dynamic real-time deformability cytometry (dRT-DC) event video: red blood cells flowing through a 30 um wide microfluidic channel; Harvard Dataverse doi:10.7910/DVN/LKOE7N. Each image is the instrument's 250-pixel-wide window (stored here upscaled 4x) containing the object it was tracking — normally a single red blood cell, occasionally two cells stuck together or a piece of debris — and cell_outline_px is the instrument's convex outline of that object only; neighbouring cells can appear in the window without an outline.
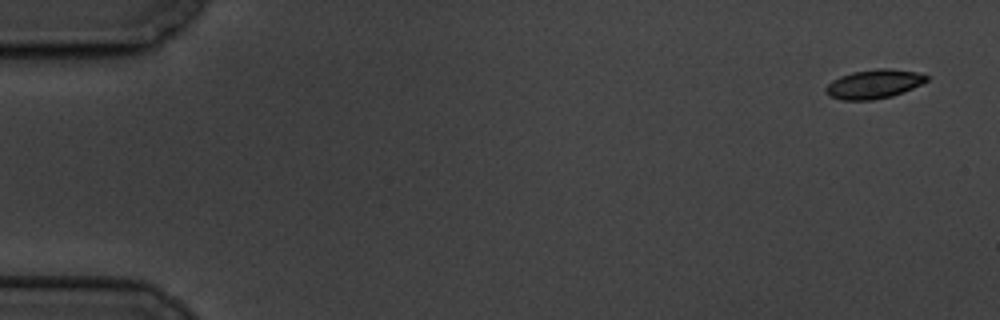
{"species": "common noctule bat (a hibernating species)", "species_latin": "Nyctalus noctula", "temperature_condition": "cold", "stored_images_in_passage": 8, "camera_frame_rate_fps": 3000, "um_per_image_px": 0.085, "animal": {"sex": "male", "body_mass_g": 19.5, "forearm_length_mm": 54.6}, "frame": {"image": 1, "passage_image": 1, "time_ms": 0.0, "image_size_px": [1000, 320], "cell_outline_px": [[932, 76], [928, 80], [904, 92], [892, 96], [872, 100], [844, 100], [828, 96], [824, 92], [824, 88], [832, 80], [840, 76], [852, 72], [876, 68], [888, 68], [916, 72]], "centroid_in_image_um": [74.27, 7.14], "position_along_channel_um": 10.7, "area_um2": 17.22}}
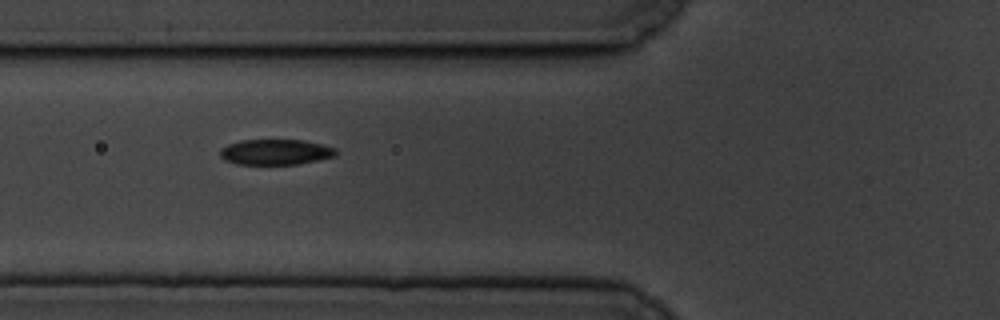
{"frame": {"image": 2, "passage_image": 7, "time_ms": 6.667, "image_size_px": [1000, 320], "cell_outline_px": [[336, 156], [296, 164], [236, 164], [224, 160], [220, 156], [220, 148], [228, 144], [240, 140], [304, 140], [336, 148]], "centroid_in_image_um": [23.38, 12.92], "position_along_channel_um": 102.4, "area_um2": 17.17}}
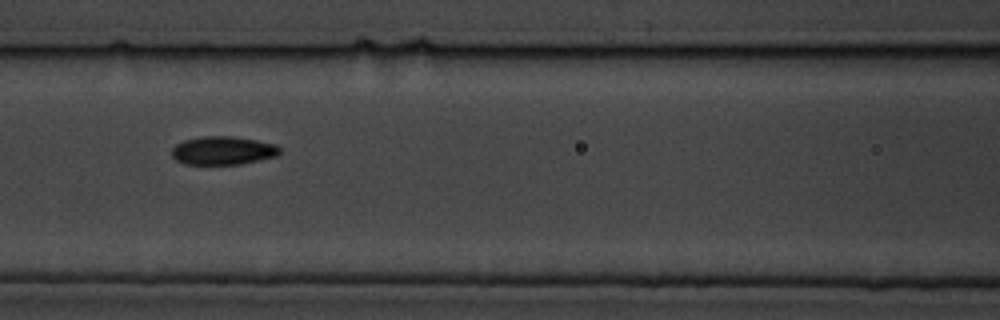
{"frame": {"image": 3, "passage_image": 8, "time_ms": 8.0, "image_size_px": [1000, 320], "cell_outline_px": [[280, 152], [276, 156], [240, 164], [184, 164], [176, 160], [172, 156], [172, 148], [176, 144], [184, 140], [200, 136], [232, 136], [256, 140], [276, 144], [280, 148]], "centroid_in_image_um": [18.93, 12.79], "position_along_channel_um": 147.7, "area_um2": 17.86}}